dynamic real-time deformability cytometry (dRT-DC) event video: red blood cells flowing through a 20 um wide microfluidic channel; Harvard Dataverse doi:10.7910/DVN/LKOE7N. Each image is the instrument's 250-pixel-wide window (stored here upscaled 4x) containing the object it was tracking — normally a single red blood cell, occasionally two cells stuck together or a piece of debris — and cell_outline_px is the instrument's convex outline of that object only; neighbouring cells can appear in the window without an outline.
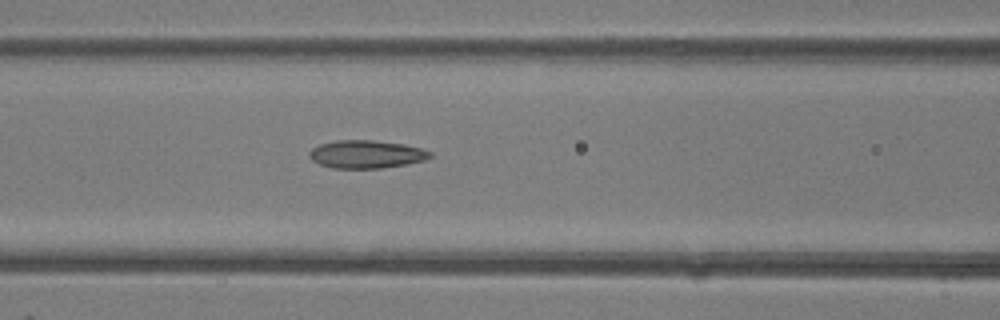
{"species": "common noctule bat (a hibernating species)", "species_latin": "Nyctalus noctula", "temperature_condition": "room temperature", "stored_images_in_passage": 5, "camera_frame_rate_fps": 3000, "um_per_image_px": 0.085, "animal": {"sex": "female"}, "frame": {"image": 1, "passage_image": 5, "time_ms": 4.667, "image_size_px": [1000, 320], "cell_outline_px": [[432, 156], [424, 160], [404, 164], [380, 168], [332, 168], [320, 164], [312, 160], [308, 156], [308, 152], [312, 148], [320, 144], [336, 140], [372, 140], [404, 144], [424, 148], [432, 152]], "centroid_in_image_um": [31.13, 13.1], "position_along_channel_um": 135.5, "area_um2": 19.71}}